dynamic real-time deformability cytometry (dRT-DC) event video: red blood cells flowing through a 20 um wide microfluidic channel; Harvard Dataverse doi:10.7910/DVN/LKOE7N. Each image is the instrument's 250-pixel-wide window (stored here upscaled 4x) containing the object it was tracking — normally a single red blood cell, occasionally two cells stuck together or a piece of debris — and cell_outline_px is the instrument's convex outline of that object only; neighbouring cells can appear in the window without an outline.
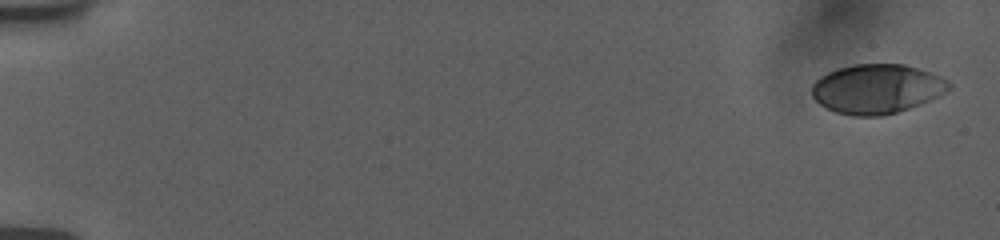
{"species": "human", "species_latin": "Homo sapiens", "temperature_condition": "room temperature", "stored_images_in_passage": 9, "camera_frame_rate_fps": 3000, "um_per_image_px": 0.085, "donor": {"sex": "female"}, "frame": {"image": 1, "passage_image": 1, "time_ms": 0.0, "image_size_px": [1000, 240], "cell_outline_px": [[952, 88], [932, 100], [884, 116], [852, 116], [836, 112], [820, 104], [812, 96], [812, 84], [820, 76], [828, 72], [852, 64], [904, 64], [932, 72], [948, 80], [952, 84]], "centroid_in_image_um": [74.56, 7.55], "position_along_channel_um": 10.4, "area_um2": 39.65}}
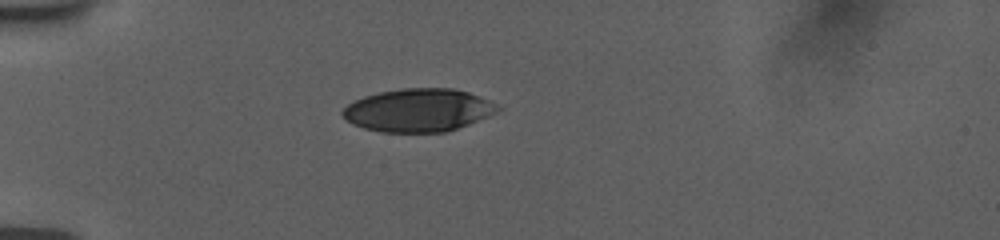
{"frame": {"image": 2, "passage_image": 7, "time_ms": 5.0, "image_size_px": [1000, 240], "cell_outline_px": [[504, 108], [488, 116], [468, 124], [444, 132], [380, 132], [364, 128], [352, 124], [340, 112], [352, 100], [364, 96], [380, 92], [404, 88], [452, 88], [468, 92], [488, 100]], "centroid_in_image_um": [35.54, 9.36], "position_along_channel_um": 49.5, "area_um2": 38.73}}
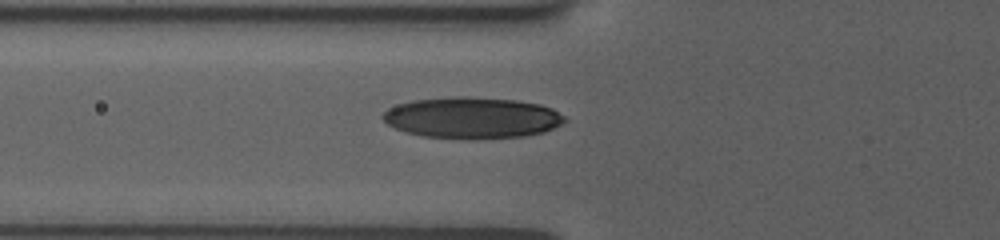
{"frame": {"image": 3, "passage_image": 9, "time_ms": 6.667, "image_size_px": [1000, 240], "cell_outline_px": [[568, 120], [544, 132], [524, 136], [468, 140], [424, 136], [408, 132], [396, 128], [388, 124], [380, 116], [388, 108], [412, 100], [452, 96], [464, 96], [516, 100], [540, 104], [552, 108], [564, 116]], "centroid_in_image_um": [40.13, 10.01], "position_along_channel_um": 85.7, "area_um2": 43.93}}